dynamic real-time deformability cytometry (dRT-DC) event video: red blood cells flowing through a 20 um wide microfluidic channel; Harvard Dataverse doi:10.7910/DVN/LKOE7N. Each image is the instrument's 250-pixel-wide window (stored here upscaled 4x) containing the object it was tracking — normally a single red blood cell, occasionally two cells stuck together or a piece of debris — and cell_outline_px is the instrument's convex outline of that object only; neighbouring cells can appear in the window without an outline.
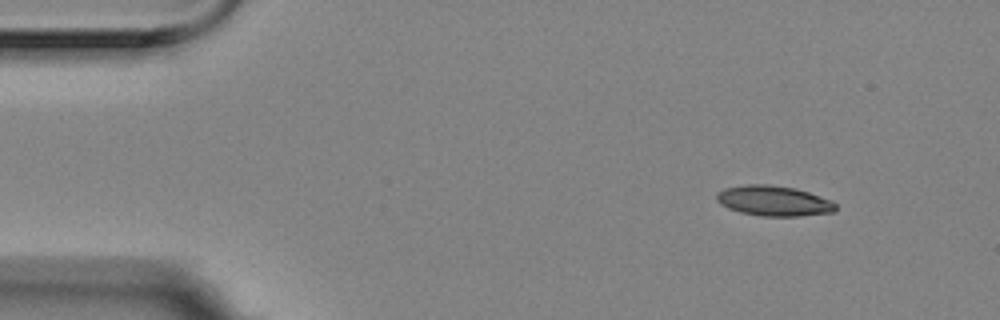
{"species": "Egyptian fruit bat (a non-hibernating species)", "species_latin": "Rousettus aegyptiacus", "temperature_condition": "room temperature", "stored_images_in_passage": 4, "camera_frame_rate_fps": 3000, "um_per_image_px": 0.085, "animal": {"sex": "female"}, "frame": {"image": 1, "passage_image": 1, "time_ms": 0.0, "image_size_px": [1000, 320], "cell_outline_px": [[836, 208], [832, 212], [800, 216], [760, 216], [740, 212], [728, 208], [720, 204], [716, 200], [716, 192], [724, 188], [748, 184], [768, 184], [796, 188], [832, 200], [836, 204]], "centroid_in_image_um": [65.74, 17.07], "position_along_channel_um": 19.3, "area_um2": 21.1}}
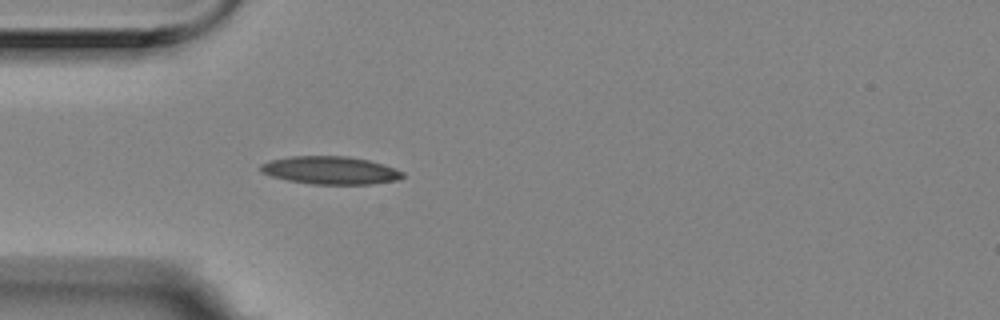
{"frame": {"image": 2, "passage_image": 4, "time_ms": 1.0, "image_size_px": [1000, 320], "cell_outline_px": [[404, 176], [400, 180], [372, 184], [312, 184], [288, 180], [272, 176], [260, 172], [260, 164], [272, 160], [292, 156], [348, 156], [368, 160], [384, 164], [404, 172]], "centroid_in_image_um": [28.12, 14.48], "position_along_channel_um": 56.9, "area_um2": 23.12}}